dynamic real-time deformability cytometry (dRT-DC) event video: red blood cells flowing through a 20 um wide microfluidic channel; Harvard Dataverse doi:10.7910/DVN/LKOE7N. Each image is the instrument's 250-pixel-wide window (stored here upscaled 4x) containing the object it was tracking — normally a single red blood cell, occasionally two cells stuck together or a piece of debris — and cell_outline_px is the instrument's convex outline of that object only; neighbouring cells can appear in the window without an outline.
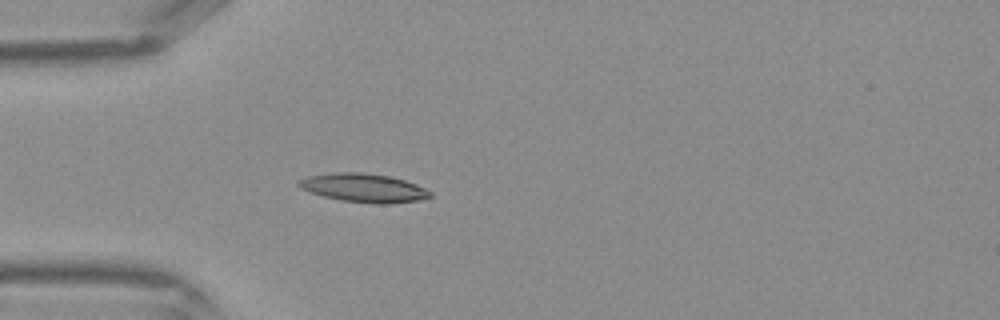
{"species": "Egyptian fruit bat (a non-hibernating species)", "species_latin": "Rousettus aegyptiacus", "temperature_condition": "warm", "stored_images_in_passage": 41, "camera_frame_rate_fps": 3000, "um_per_image_px": 0.085, "frame": {"image": 1, "passage_image": 11, "time_ms": 3.333, "image_size_px": [1000, 320], "cell_outline_px": [[432, 196], [416, 200], [388, 204], [376, 204], [340, 200], [324, 196], [300, 188], [296, 184], [296, 180], [308, 176], [332, 172], [360, 172], [392, 176], [416, 184], [432, 192]], "centroid_in_image_um": [30.88, 15.96], "position_along_channel_um": 54.1, "area_um2": 21.96}}
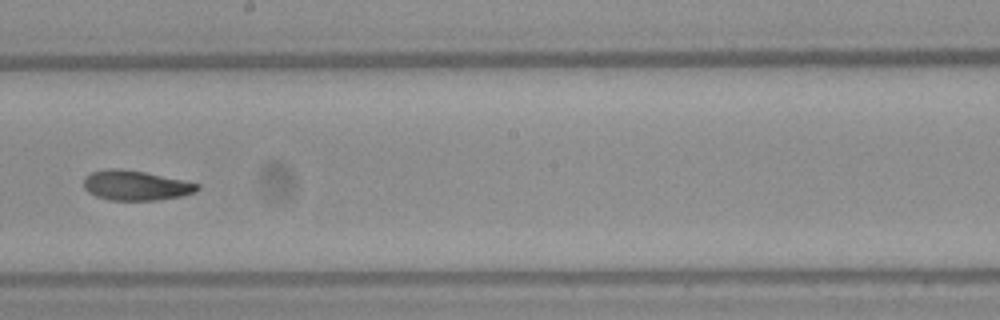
{"frame": {"image": 2, "passage_image": 23, "time_ms": 7.333, "image_size_px": [1000, 320], "cell_outline_px": [[200, 188], [196, 192], [180, 196], [156, 200], [108, 200], [96, 196], [88, 192], [84, 188], [84, 176], [92, 172], [108, 168], [120, 168], [144, 172], [184, 180], [200, 184]], "centroid_in_image_um": [11.53, 15.76], "position_along_channel_um": 236.7, "area_um2": 19.83}}
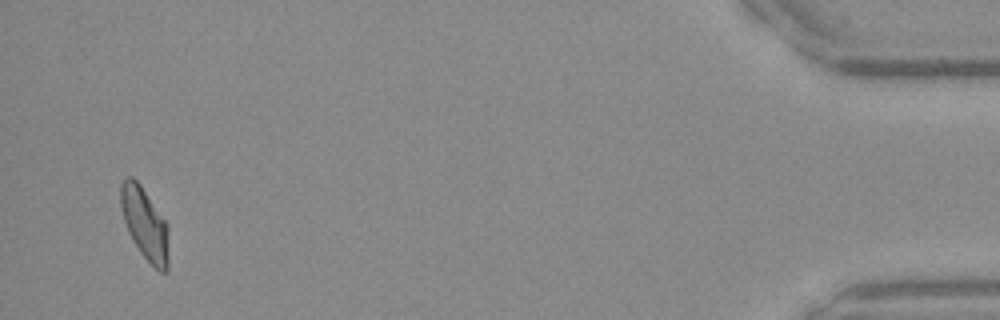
{"frame": {"image": 3, "passage_image": 40, "time_ms": 13.0, "image_size_px": [1000, 320], "cell_outline_px": [[168, 272], [160, 272], [140, 252], [132, 240], [128, 232], [120, 208], [120, 184], [128, 176], [132, 176], [140, 184], [168, 224]], "centroid_in_image_um": [12.3, 19.01], "position_along_channel_um": 422.9, "area_um2": 20.17}}